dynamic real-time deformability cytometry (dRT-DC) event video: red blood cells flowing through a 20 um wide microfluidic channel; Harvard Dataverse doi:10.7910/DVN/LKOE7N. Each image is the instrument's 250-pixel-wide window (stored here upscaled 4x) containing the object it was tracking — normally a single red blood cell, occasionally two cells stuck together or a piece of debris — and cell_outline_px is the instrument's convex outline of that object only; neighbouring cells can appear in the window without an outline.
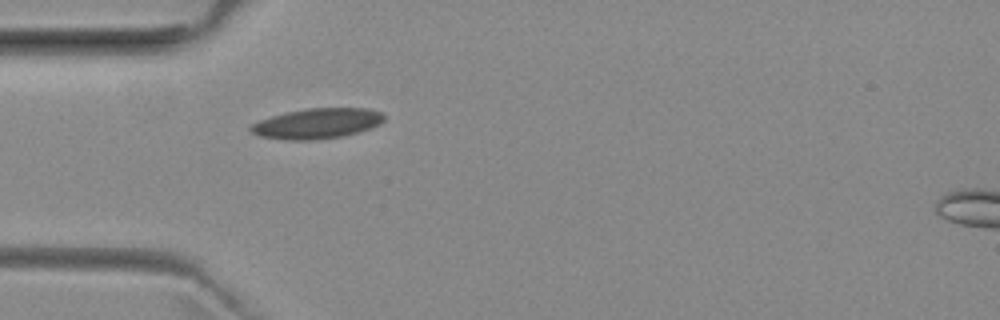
{"species": "common noctule bat (a hibernating species)", "species_latin": "Nyctalus noctula", "temperature_condition": "room temperature", "stored_images_in_passage": 39, "camera_frame_rate_fps": 3000, "um_per_image_px": 0.085, "animal": {"sex": "female", "body_mass_g": 29.2, "forearm_length_mm": 56.3}, "frame": {"image": 1, "passage_image": 1, "time_ms": 0.0, "image_size_px": [1000, 320], "cell_outline_px": [[384, 120], [368, 128], [344, 136], [312, 140], [288, 140], [260, 136], [252, 132], [248, 128], [252, 124], [260, 120], [272, 116], [288, 112], [308, 108], [364, 108], [380, 112], [384, 116]], "centroid_in_image_um": [26.91, 10.5], "position_along_channel_um": 58.1, "area_um2": 23.12}}
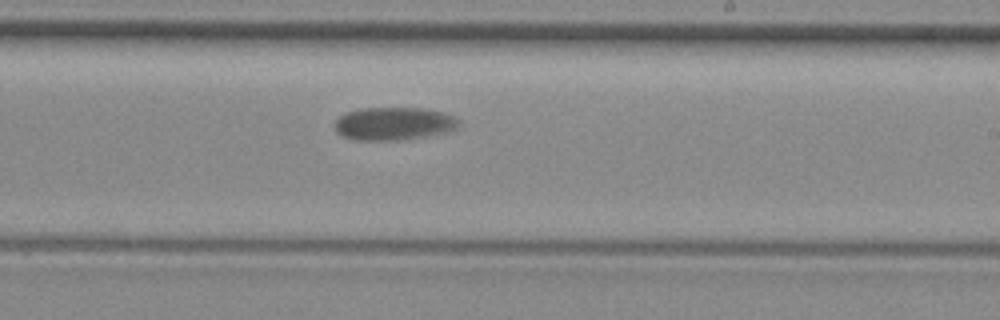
{"frame": {"image": 2, "passage_image": 17, "time_ms": 5.333, "image_size_px": [1000, 320], "cell_outline_px": [[460, 124], [456, 128], [444, 132], [396, 140], [356, 140], [344, 136], [336, 132], [336, 120], [344, 112], [360, 108], [424, 108], [444, 112], [460, 120]], "centroid_in_image_um": [33.45, 10.49], "position_along_channel_um": 255.6, "area_um2": 23.58}}
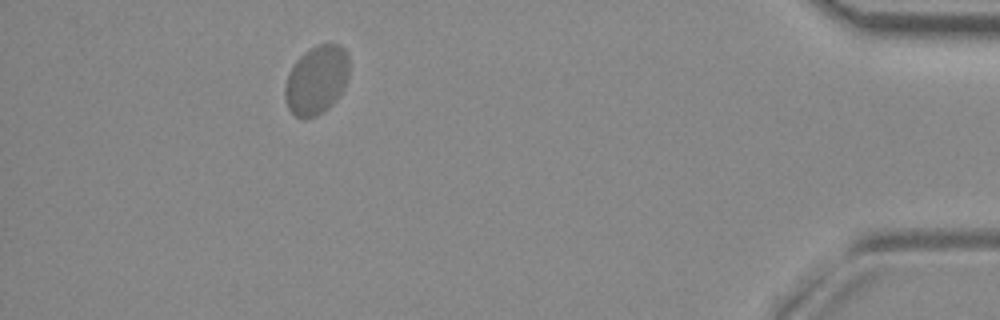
{"frame": {"image": 3, "passage_image": 34, "time_ms": 11.0, "image_size_px": [1000, 320], "cell_outline_px": [[348, 72], [344, 84], [340, 92], [316, 116], [296, 116], [288, 108], [284, 96], [284, 84], [288, 72], [296, 60], [308, 48], [316, 44], [340, 44], [348, 52]], "centroid_in_image_um": [26.85, 6.71], "position_along_channel_um": 408.3, "area_um2": 25.2}, "authors_computed_cell_mechanics": {"area_um2": 23.9292, "velocity_mm_per_s": 3.7806, "shape_relaxation_time_tau1_ms": 6.4717, "shape_relaxation_time_tau2_ms": null, "deformation_change_tau1": 0.0869, "deformation_change_tau2": null}}